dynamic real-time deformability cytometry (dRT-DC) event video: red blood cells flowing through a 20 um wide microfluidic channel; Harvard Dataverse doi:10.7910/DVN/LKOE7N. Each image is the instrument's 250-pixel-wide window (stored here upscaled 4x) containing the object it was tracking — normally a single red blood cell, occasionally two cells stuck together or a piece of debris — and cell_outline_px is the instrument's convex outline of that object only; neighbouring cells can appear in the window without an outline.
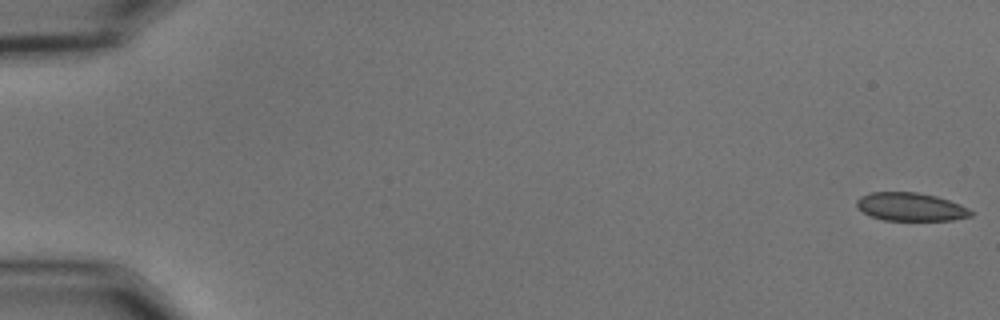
{"species": "common noctule bat (a hibernating species)", "species_latin": "Nyctalus noctula", "temperature_condition": "cold", "stored_images_in_passage": 7, "camera_frame_rate_fps": 3000, "um_per_image_px": 0.085, "animal": {"sex": "male", "body_mass_g": 15.6}, "frame": {"image": 1, "passage_image": 1, "time_ms": 0.0, "image_size_px": [1000, 320], "cell_outline_px": [[972, 216], [952, 220], [884, 220], [872, 216], [864, 212], [856, 204], [856, 200], [860, 196], [872, 192], [916, 192], [936, 196], [960, 204], [968, 208], [972, 212]], "centroid_in_image_um": [77.42, 17.58], "position_along_channel_um": 7.6, "area_um2": 18.61}}